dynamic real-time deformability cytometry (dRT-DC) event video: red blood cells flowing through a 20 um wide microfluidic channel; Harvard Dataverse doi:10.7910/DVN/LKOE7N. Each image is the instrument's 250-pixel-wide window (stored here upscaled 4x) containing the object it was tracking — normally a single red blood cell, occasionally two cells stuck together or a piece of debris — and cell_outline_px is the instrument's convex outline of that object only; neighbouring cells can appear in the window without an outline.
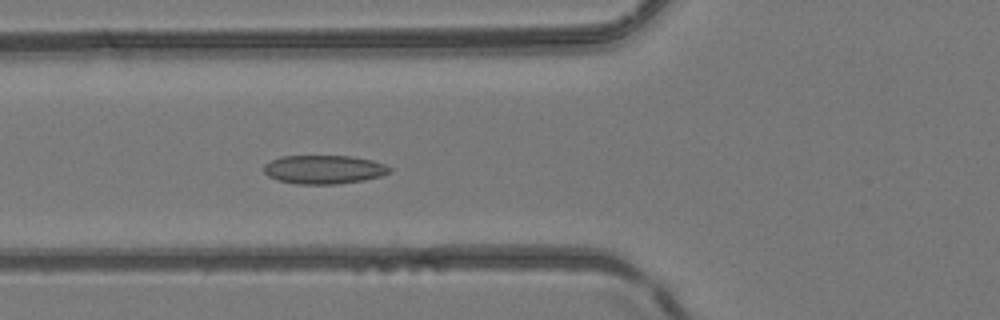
{"species": "common noctule bat (a hibernating species)", "species_latin": "Nyctalus noctula", "temperature_condition": "room temperature", "stored_images_in_passage": 51, "camera_frame_rate_fps": 3000, "um_per_image_px": 0.085, "animal": {"sex": "female", "body_mass_g": 24.6, "forearm_length_mm": 56.2}, "frame": {"image": 1, "passage_image": 20, "time_ms": 6.333, "image_size_px": [1000, 320], "cell_outline_px": [[392, 172], [380, 176], [364, 180], [336, 184], [296, 184], [280, 180], [268, 176], [264, 172], [264, 164], [280, 156], [352, 156], [372, 160], [384, 164], [392, 168]], "centroid_in_image_um": [27.55, 14.4], "position_along_channel_um": 98.2, "area_um2": 21.04}}
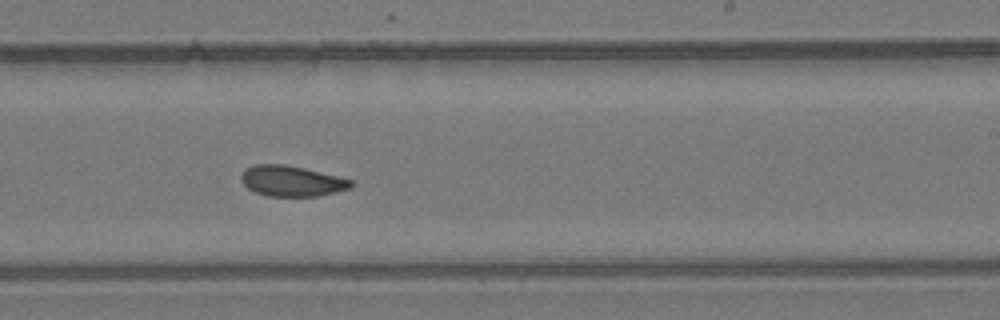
{"frame": {"image": 2, "passage_image": 32, "time_ms": 10.333, "image_size_px": [1000, 320], "cell_outline_px": [[352, 184], [348, 188], [336, 192], [316, 196], [268, 196], [256, 192], [248, 188], [244, 184], [240, 176], [252, 164], [284, 164], [304, 168], [352, 180]], "centroid_in_image_um": [24.77, 15.38], "position_along_channel_um": 264.2, "area_um2": 19.25}}
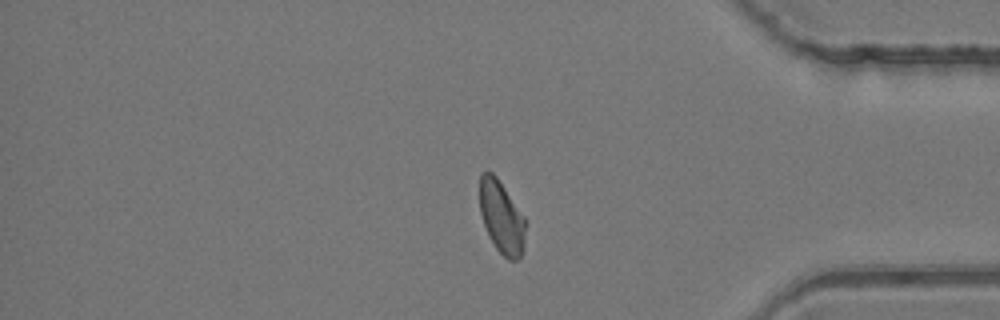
{"frame": {"image": 3, "passage_image": 43, "time_ms": 14.0, "image_size_px": [1000, 320], "cell_outline_px": [[524, 248], [520, 256], [516, 260], [508, 260], [496, 248], [484, 224], [480, 212], [480, 172], [492, 172], [496, 176], [524, 216]], "centroid_in_image_um": [42.62, 18.45], "position_along_channel_um": 392.6, "area_um2": 18.96}, "authors_computed_cell_mechanics": {"area_um2": 20.2878, "velocity_mm_per_s": 4.1458, "shape_relaxation_time_tau1_ms": null, "shape_relaxation_time_tau2_ms": 1.6058, "deformation_change_tau1": null, "deformation_change_tau2": 0.0669}}